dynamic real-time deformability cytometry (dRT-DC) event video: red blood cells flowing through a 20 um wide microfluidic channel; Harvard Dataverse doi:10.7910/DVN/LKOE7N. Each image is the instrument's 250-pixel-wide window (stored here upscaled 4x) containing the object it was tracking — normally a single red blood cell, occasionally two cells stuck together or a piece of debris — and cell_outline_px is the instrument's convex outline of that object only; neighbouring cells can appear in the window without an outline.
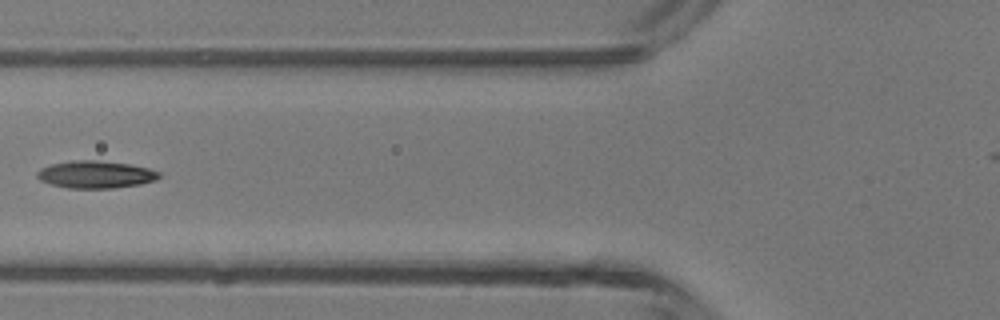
{"species": "common noctule bat (a hibernating species)", "species_latin": "Nyctalus noctula", "temperature_condition": "room temperature", "stored_images_in_passage": 5, "camera_frame_rate_fps": 3000, "um_per_image_px": 0.085, "animal": {"sex": "male", "body_mass_g": 13.3}, "frame": {"image": 1, "passage_image": 5, "time_ms": 1.333, "image_size_px": [1000, 320], "cell_outline_px": [[160, 176], [156, 180], [140, 184], [112, 188], [68, 188], [52, 184], [40, 180], [36, 176], [36, 172], [40, 168], [52, 164], [72, 160], [96, 160], [128, 164], [148, 168], [160, 172]], "centroid_in_image_um": [8.11, 14.83], "position_along_channel_um": 117.7, "area_um2": 19.36}}